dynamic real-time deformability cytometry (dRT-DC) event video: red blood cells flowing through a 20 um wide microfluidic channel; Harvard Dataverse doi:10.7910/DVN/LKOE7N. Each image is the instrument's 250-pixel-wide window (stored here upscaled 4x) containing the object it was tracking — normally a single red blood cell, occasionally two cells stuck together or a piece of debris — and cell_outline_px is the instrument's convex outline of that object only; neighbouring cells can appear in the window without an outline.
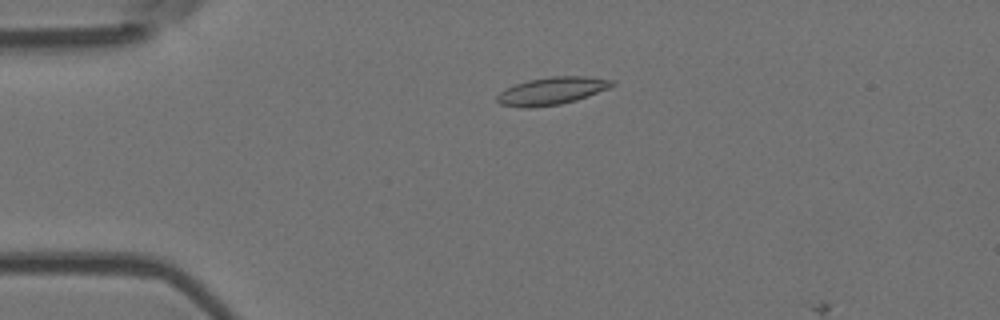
{"species": "Egyptian fruit bat (a non-hibernating species)", "species_latin": "Rousettus aegyptiacus", "temperature_condition": "room temperature", "stored_images_in_passage": 15, "camera_frame_rate_fps": 3000, "um_per_image_px": 0.085, "animal": {"sex": "female"}, "frame": {"image": 1, "passage_image": 13, "time_ms": 4.0, "image_size_px": [1000, 320], "cell_outline_px": [[616, 84], [608, 88], [576, 100], [560, 104], [532, 108], [520, 108], [500, 104], [496, 100], [496, 96], [504, 88], [528, 80], [552, 76], [584, 76], [616, 80]], "centroid_in_image_um": [46.88, 7.73], "position_along_channel_um": 38.1, "area_um2": 18.55}}